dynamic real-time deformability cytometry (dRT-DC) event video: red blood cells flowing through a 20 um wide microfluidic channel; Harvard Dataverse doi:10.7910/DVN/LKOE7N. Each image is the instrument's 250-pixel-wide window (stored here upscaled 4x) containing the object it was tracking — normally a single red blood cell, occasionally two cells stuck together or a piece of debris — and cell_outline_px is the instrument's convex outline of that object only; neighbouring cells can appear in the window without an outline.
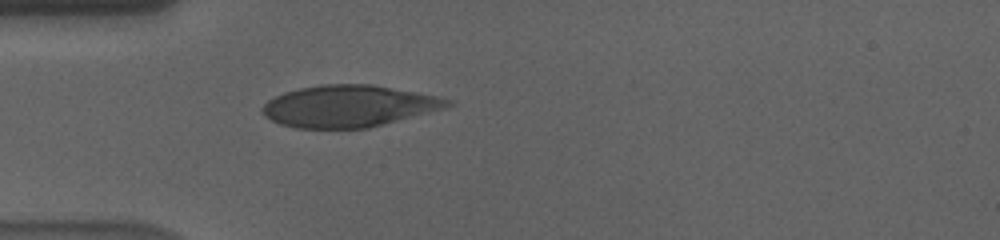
{"species": "human", "species_latin": "Homo sapiens", "temperature_condition": "cold", "stored_images_in_passage": 56, "camera_frame_rate_fps": 3000, "um_per_image_px": 0.085, "donor": {"sex": "male"}, "frame": {"image": 1, "passage_image": 16, "time_ms": 5.0, "image_size_px": [1000, 240], "cell_outline_px": [[456, 104], [444, 108], [368, 128], [296, 128], [280, 124], [264, 116], [260, 112], [260, 108], [268, 100], [284, 92], [300, 88], [320, 84], [372, 84], [416, 92], [436, 96], [452, 100]], "centroid_in_image_um": [29.61, 9.01], "position_along_channel_um": 55.4, "area_um2": 44.97}}
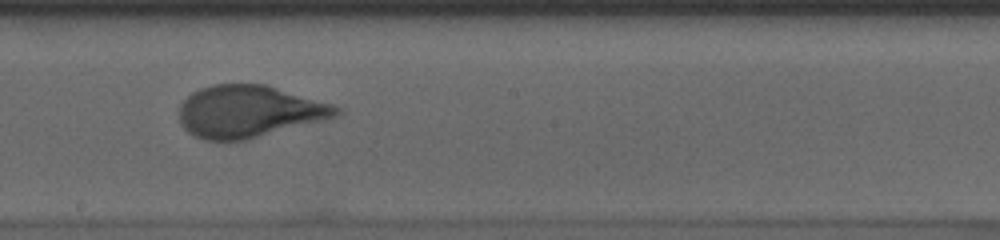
{"frame": {"image": 2, "passage_image": 31, "time_ms": 10.0, "image_size_px": [1000, 240], "cell_outline_px": [[344, 112], [340, 116], [244, 140], [204, 140], [192, 136], [180, 124], [180, 104], [192, 92], [200, 88], [212, 84], [264, 84], [332, 104], [340, 108]], "centroid_in_image_um": [21.15, 9.47], "position_along_channel_um": 227.0, "area_um2": 47.57}}
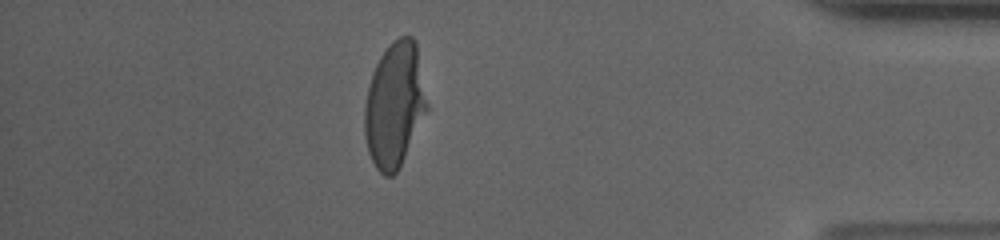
{"frame": {"image": 3, "passage_image": 49, "time_ms": 16.0, "image_size_px": [1000, 240], "cell_outline_px": [[428, 108], [396, 172], [392, 176], [384, 176], [376, 168], [368, 152], [364, 136], [364, 104], [372, 72], [380, 56], [388, 44], [392, 40], [400, 36], [412, 36], [416, 40], [428, 104]], "centroid_in_image_um": [33.52, 8.86], "position_along_channel_um": 401.7, "area_um2": 45.37}, "authors_computed_cell_mechanics": {"area_um2": 46.1533, "velocity_mm_per_s": 3.5668, "shape_relaxation_time_tau1_ms": 5.1732, "shape_relaxation_time_tau2_ms": null, "deformation_change_tau1": 0.2101, "deformation_change_tau2": null}}